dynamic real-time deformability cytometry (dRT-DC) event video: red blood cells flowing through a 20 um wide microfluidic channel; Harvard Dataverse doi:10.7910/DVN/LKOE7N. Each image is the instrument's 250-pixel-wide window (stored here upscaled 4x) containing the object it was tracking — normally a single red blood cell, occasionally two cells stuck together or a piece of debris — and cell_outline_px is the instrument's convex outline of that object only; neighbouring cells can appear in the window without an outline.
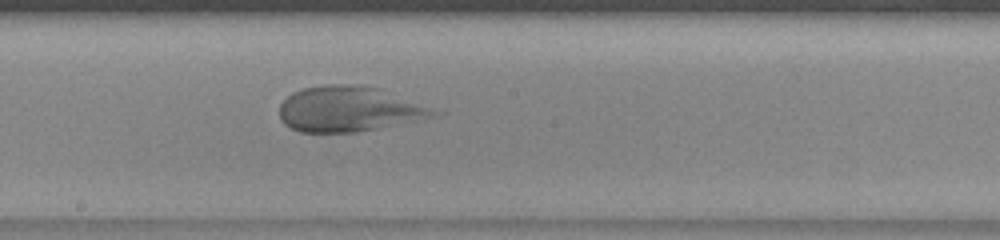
{"species": "human", "species_latin": "Homo sapiens", "temperature_condition": "warm", "stored_images_in_passage": 52, "camera_frame_rate_fps": 3000, "um_per_image_px": 0.085, "donor": {"sex": "female"}, "frame": {"image": 1, "passage_image": 30, "time_ms": 9.667, "image_size_px": [1000, 240], "cell_outline_px": [[444, 112], [432, 116], [376, 128], [356, 132], [300, 132], [284, 124], [280, 120], [280, 104], [292, 92], [304, 88], [332, 84], [360, 84], [376, 88]], "centroid_in_image_um": [29.59, 9.26], "position_along_channel_um": 218.6, "area_um2": 40.0}}
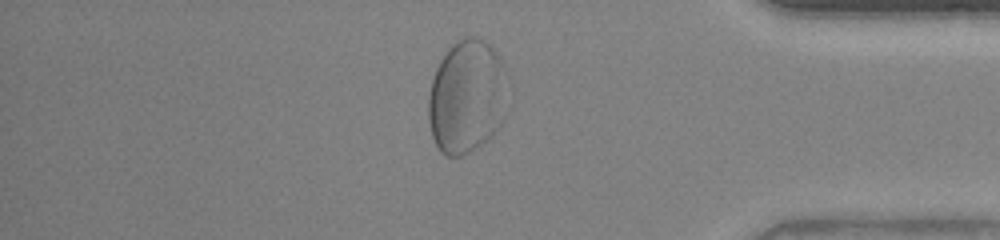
{"frame": {"image": 2, "passage_image": 45, "time_ms": 14.667, "image_size_px": [1000, 240], "cell_outline_px": [[500, 76], [492, 136], [468, 152], [460, 156], [448, 156], [440, 152], [432, 136], [428, 120], [428, 96], [432, 80], [436, 68], [440, 60], [448, 48], [456, 40], [464, 36], [476, 36], [484, 40], [496, 52], [500, 60]], "centroid_in_image_um": [39.45, 8.18], "position_along_channel_um": 395.8, "area_um2": 49.13}}